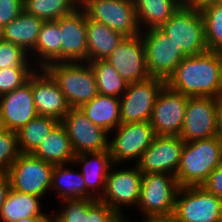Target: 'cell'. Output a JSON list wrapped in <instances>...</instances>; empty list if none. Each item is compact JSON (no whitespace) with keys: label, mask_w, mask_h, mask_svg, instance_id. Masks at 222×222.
I'll return each instance as SVG.
<instances>
[{"label":"cell","mask_w":222,"mask_h":222,"mask_svg":"<svg viewBox=\"0 0 222 222\" xmlns=\"http://www.w3.org/2000/svg\"><path fill=\"white\" fill-rule=\"evenodd\" d=\"M31 61L29 54L23 48L0 39V69L8 67L33 68L31 65L34 64Z\"/></svg>","instance_id":"obj_35"},{"label":"cell","mask_w":222,"mask_h":222,"mask_svg":"<svg viewBox=\"0 0 222 222\" xmlns=\"http://www.w3.org/2000/svg\"><path fill=\"white\" fill-rule=\"evenodd\" d=\"M53 169V164L21 153L7 171L11 189L43 199L50 190Z\"/></svg>","instance_id":"obj_9"},{"label":"cell","mask_w":222,"mask_h":222,"mask_svg":"<svg viewBox=\"0 0 222 222\" xmlns=\"http://www.w3.org/2000/svg\"><path fill=\"white\" fill-rule=\"evenodd\" d=\"M166 85L187 97L222 99L221 53L207 51L184 58Z\"/></svg>","instance_id":"obj_1"},{"label":"cell","mask_w":222,"mask_h":222,"mask_svg":"<svg viewBox=\"0 0 222 222\" xmlns=\"http://www.w3.org/2000/svg\"><path fill=\"white\" fill-rule=\"evenodd\" d=\"M37 116L31 76L22 86L0 96V127L17 132Z\"/></svg>","instance_id":"obj_18"},{"label":"cell","mask_w":222,"mask_h":222,"mask_svg":"<svg viewBox=\"0 0 222 222\" xmlns=\"http://www.w3.org/2000/svg\"><path fill=\"white\" fill-rule=\"evenodd\" d=\"M178 189L176 176L172 174H143L137 205L142 216L146 218L173 214Z\"/></svg>","instance_id":"obj_6"},{"label":"cell","mask_w":222,"mask_h":222,"mask_svg":"<svg viewBox=\"0 0 222 222\" xmlns=\"http://www.w3.org/2000/svg\"><path fill=\"white\" fill-rule=\"evenodd\" d=\"M82 166L80 172L86 184V199H100L104 193L106 179L113 165L109 150L82 153L75 156L72 164Z\"/></svg>","instance_id":"obj_22"},{"label":"cell","mask_w":222,"mask_h":222,"mask_svg":"<svg viewBox=\"0 0 222 222\" xmlns=\"http://www.w3.org/2000/svg\"><path fill=\"white\" fill-rule=\"evenodd\" d=\"M24 10L23 0H0V29Z\"/></svg>","instance_id":"obj_38"},{"label":"cell","mask_w":222,"mask_h":222,"mask_svg":"<svg viewBox=\"0 0 222 222\" xmlns=\"http://www.w3.org/2000/svg\"><path fill=\"white\" fill-rule=\"evenodd\" d=\"M11 189V182L7 172H0V214L2 206L7 198V195Z\"/></svg>","instance_id":"obj_40"},{"label":"cell","mask_w":222,"mask_h":222,"mask_svg":"<svg viewBox=\"0 0 222 222\" xmlns=\"http://www.w3.org/2000/svg\"><path fill=\"white\" fill-rule=\"evenodd\" d=\"M188 97L163 87L154 103L149 123L156 135L179 136L184 123Z\"/></svg>","instance_id":"obj_15"},{"label":"cell","mask_w":222,"mask_h":222,"mask_svg":"<svg viewBox=\"0 0 222 222\" xmlns=\"http://www.w3.org/2000/svg\"><path fill=\"white\" fill-rule=\"evenodd\" d=\"M219 2H222V0H181L183 6L197 10H202L208 5Z\"/></svg>","instance_id":"obj_41"},{"label":"cell","mask_w":222,"mask_h":222,"mask_svg":"<svg viewBox=\"0 0 222 222\" xmlns=\"http://www.w3.org/2000/svg\"><path fill=\"white\" fill-rule=\"evenodd\" d=\"M220 100L213 97H188L179 135L184 142L217 136Z\"/></svg>","instance_id":"obj_13"},{"label":"cell","mask_w":222,"mask_h":222,"mask_svg":"<svg viewBox=\"0 0 222 222\" xmlns=\"http://www.w3.org/2000/svg\"><path fill=\"white\" fill-rule=\"evenodd\" d=\"M165 85L166 81L153 77L128 83L126 91L119 98L121 123L149 122L154 103Z\"/></svg>","instance_id":"obj_11"},{"label":"cell","mask_w":222,"mask_h":222,"mask_svg":"<svg viewBox=\"0 0 222 222\" xmlns=\"http://www.w3.org/2000/svg\"><path fill=\"white\" fill-rule=\"evenodd\" d=\"M141 37L145 44L148 74L150 77L167 81L188 55L160 28L144 30Z\"/></svg>","instance_id":"obj_5"},{"label":"cell","mask_w":222,"mask_h":222,"mask_svg":"<svg viewBox=\"0 0 222 222\" xmlns=\"http://www.w3.org/2000/svg\"><path fill=\"white\" fill-rule=\"evenodd\" d=\"M97 84L98 94L120 98L127 89L128 83L119 75L106 59L88 62Z\"/></svg>","instance_id":"obj_32"},{"label":"cell","mask_w":222,"mask_h":222,"mask_svg":"<svg viewBox=\"0 0 222 222\" xmlns=\"http://www.w3.org/2000/svg\"><path fill=\"white\" fill-rule=\"evenodd\" d=\"M50 215H37L34 217L18 219L13 222H52V214Z\"/></svg>","instance_id":"obj_43"},{"label":"cell","mask_w":222,"mask_h":222,"mask_svg":"<svg viewBox=\"0 0 222 222\" xmlns=\"http://www.w3.org/2000/svg\"><path fill=\"white\" fill-rule=\"evenodd\" d=\"M160 29L188 56L209 51L200 10L182 5Z\"/></svg>","instance_id":"obj_4"},{"label":"cell","mask_w":222,"mask_h":222,"mask_svg":"<svg viewBox=\"0 0 222 222\" xmlns=\"http://www.w3.org/2000/svg\"><path fill=\"white\" fill-rule=\"evenodd\" d=\"M140 31L160 28L181 6V0H133Z\"/></svg>","instance_id":"obj_27"},{"label":"cell","mask_w":222,"mask_h":222,"mask_svg":"<svg viewBox=\"0 0 222 222\" xmlns=\"http://www.w3.org/2000/svg\"><path fill=\"white\" fill-rule=\"evenodd\" d=\"M66 166L54 165L50 190L58 193L60 201L86 199V184L82 174Z\"/></svg>","instance_id":"obj_30"},{"label":"cell","mask_w":222,"mask_h":222,"mask_svg":"<svg viewBox=\"0 0 222 222\" xmlns=\"http://www.w3.org/2000/svg\"><path fill=\"white\" fill-rule=\"evenodd\" d=\"M36 69L14 67L0 69V96L26 83Z\"/></svg>","instance_id":"obj_37"},{"label":"cell","mask_w":222,"mask_h":222,"mask_svg":"<svg viewBox=\"0 0 222 222\" xmlns=\"http://www.w3.org/2000/svg\"><path fill=\"white\" fill-rule=\"evenodd\" d=\"M31 90L38 116L50 117L61 122L70 111L71 107L63 92L44 69L37 68L31 75Z\"/></svg>","instance_id":"obj_19"},{"label":"cell","mask_w":222,"mask_h":222,"mask_svg":"<svg viewBox=\"0 0 222 222\" xmlns=\"http://www.w3.org/2000/svg\"><path fill=\"white\" fill-rule=\"evenodd\" d=\"M24 11L44 21H56L80 7V0H23Z\"/></svg>","instance_id":"obj_33"},{"label":"cell","mask_w":222,"mask_h":222,"mask_svg":"<svg viewBox=\"0 0 222 222\" xmlns=\"http://www.w3.org/2000/svg\"><path fill=\"white\" fill-rule=\"evenodd\" d=\"M76 155L109 150V133L96 126L79 108H71L62 119Z\"/></svg>","instance_id":"obj_14"},{"label":"cell","mask_w":222,"mask_h":222,"mask_svg":"<svg viewBox=\"0 0 222 222\" xmlns=\"http://www.w3.org/2000/svg\"><path fill=\"white\" fill-rule=\"evenodd\" d=\"M202 186L208 192L222 199V161L216 169L210 172L208 179Z\"/></svg>","instance_id":"obj_39"},{"label":"cell","mask_w":222,"mask_h":222,"mask_svg":"<svg viewBox=\"0 0 222 222\" xmlns=\"http://www.w3.org/2000/svg\"><path fill=\"white\" fill-rule=\"evenodd\" d=\"M58 123L56 119L45 116L30 120L16 132L20 152L32 154Z\"/></svg>","instance_id":"obj_31"},{"label":"cell","mask_w":222,"mask_h":222,"mask_svg":"<svg viewBox=\"0 0 222 222\" xmlns=\"http://www.w3.org/2000/svg\"><path fill=\"white\" fill-rule=\"evenodd\" d=\"M90 20L103 23L125 37L141 34L133 0H80Z\"/></svg>","instance_id":"obj_7"},{"label":"cell","mask_w":222,"mask_h":222,"mask_svg":"<svg viewBox=\"0 0 222 222\" xmlns=\"http://www.w3.org/2000/svg\"><path fill=\"white\" fill-rule=\"evenodd\" d=\"M106 60L127 83L150 78L146 67L145 44L141 34L125 37Z\"/></svg>","instance_id":"obj_17"},{"label":"cell","mask_w":222,"mask_h":222,"mask_svg":"<svg viewBox=\"0 0 222 222\" xmlns=\"http://www.w3.org/2000/svg\"><path fill=\"white\" fill-rule=\"evenodd\" d=\"M32 155L53 165L67 164L68 166L73 163L76 156L61 122L41 141Z\"/></svg>","instance_id":"obj_24"},{"label":"cell","mask_w":222,"mask_h":222,"mask_svg":"<svg viewBox=\"0 0 222 222\" xmlns=\"http://www.w3.org/2000/svg\"><path fill=\"white\" fill-rule=\"evenodd\" d=\"M217 136L222 141V99L219 103V110H218V132Z\"/></svg>","instance_id":"obj_44"},{"label":"cell","mask_w":222,"mask_h":222,"mask_svg":"<svg viewBox=\"0 0 222 222\" xmlns=\"http://www.w3.org/2000/svg\"><path fill=\"white\" fill-rule=\"evenodd\" d=\"M87 62L107 59L125 36L87 17Z\"/></svg>","instance_id":"obj_25"},{"label":"cell","mask_w":222,"mask_h":222,"mask_svg":"<svg viewBox=\"0 0 222 222\" xmlns=\"http://www.w3.org/2000/svg\"><path fill=\"white\" fill-rule=\"evenodd\" d=\"M43 23L44 20L23 10L16 19L0 29V39L11 42L31 54Z\"/></svg>","instance_id":"obj_23"},{"label":"cell","mask_w":222,"mask_h":222,"mask_svg":"<svg viewBox=\"0 0 222 222\" xmlns=\"http://www.w3.org/2000/svg\"><path fill=\"white\" fill-rule=\"evenodd\" d=\"M173 214L179 222H222V199L203 186L179 187Z\"/></svg>","instance_id":"obj_8"},{"label":"cell","mask_w":222,"mask_h":222,"mask_svg":"<svg viewBox=\"0 0 222 222\" xmlns=\"http://www.w3.org/2000/svg\"><path fill=\"white\" fill-rule=\"evenodd\" d=\"M59 19L56 21H44L39 32L35 49L29 55L33 57L34 68L44 69L47 65L61 62V37ZM34 54V55H33ZM37 54V56H35ZM37 62V63H36ZM38 64V65H36Z\"/></svg>","instance_id":"obj_28"},{"label":"cell","mask_w":222,"mask_h":222,"mask_svg":"<svg viewBox=\"0 0 222 222\" xmlns=\"http://www.w3.org/2000/svg\"><path fill=\"white\" fill-rule=\"evenodd\" d=\"M141 222H179V221L174 214H170V215L146 217Z\"/></svg>","instance_id":"obj_42"},{"label":"cell","mask_w":222,"mask_h":222,"mask_svg":"<svg viewBox=\"0 0 222 222\" xmlns=\"http://www.w3.org/2000/svg\"><path fill=\"white\" fill-rule=\"evenodd\" d=\"M200 12L208 50L222 53V2L208 5Z\"/></svg>","instance_id":"obj_34"},{"label":"cell","mask_w":222,"mask_h":222,"mask_svg":"<svg viewBox=\"0 0 222 222\" xmlns=\"http://www.w3.org/2000/svg\"><path fill=\"white\" fill-rule=\"evenodd\" d=\"M113 131L115 136L109 140V151L113 164L119 165L130 160L136 164L156 136L149 122L121 123Z\"/></svg>","instance_id":"obj_10"},{"label":"cell","mask_w":222,"mask_h":222,"mask_svg":"<svg viewBox=\"0 0 222 222\" xmlns=\"http://www.w3.org/2000/svg\"><path fill=\"white\" fill-rule=\"evenodd\" d=\"M87 15L79 7L59 18L61 62H87Z\"/></svg>","instance_id":"obj_20"},{"label":"cell","mask_w":222,"mask_h":222,"mask_svg":"<svg viewBox=\"0 0 222 222\" xmlns=\"http://www.w3.org/2000/svg\"><path fill=\"white\" fill-rule=\"evenodd\" d=\"M42 197L17 192L10 189L2 206L0 222H13L18 219L34 217L37 215H48L41 210Z\"/></svg>","instance_id":"obj_29"},{"label":"cell","mask_w":222,"mask_h":222,"mask_svg":"<svg viewBox=\"0 0 222 222\" xmlns=\"http://www.w3.org/2000/svg\"><path fill=\"white\" fill-rule=\"evenodd\" d=\"M44 70L57 83L71 108H79L98 95L96 78L88 62L52 63Z\"/></svg>","instance_id":"obj_3"},{"label":"cell","mask_w":222,"mask_h":222,"mask_svg":"<svg viewBox=\"0 0 222 222\" xmlns=\"http://www.w3.org/2000/svg\"><path fill=\"white\" fill-rule=\"evenodd\" d=\"M221 161L222 141L218 136L185 142L175 175L179 187L202 186Z\"/></svg>","instance_id":"obj_2"},{"label":"cell","mask_w":222,"mask_h":222,"mask_svg":"<svg viewBox=\"0 0 222 222\" xmlns=\"http://www.w3.org/2000/svg\"><path fill=\"white\" fill-rule=\"evenodd\" d=\"M79 109L93 124L103 128L108 133L121 124L118 97L98 94L92 100L82 104Z\"/></svg>","instance_id":"obj_26"},{"label":"cell","mask_w":222,"mask_h":222,"mask_svg":"<svg viewBox=\"0 0 222 222\" xmlns=\"http://www.w3.org/2000/svg\"><path fill=\"white\" fill-rule=\"evenodd\" d=\"M20 154L16 132L0 127V172H7Z\"/></svg>","instance_id":"obj_36"},{"label":"cell","mask_w":222,"mask_h":222,"mask_svg":"<svg viewBox=\"0 0 222 222\" xmlns=\"http://www.w3.org/2000/svg\"><path fill=\"white\" fill-rule=\"evenodd\" d=\"M184 143L180 136L156 135L136 163L139 171L142 174L167 173L175 176Z\"/></svg>","instance_id":"obj_16"},{"label":"cell","mask_w":222,"mask_h":222,"mask_svg":"<svg viewBox=\"0 0 222 222\" xmlns=\"http://www.w3.org/2000/svg\"><path fill=\"white\" fill-rule=\"evenodd\" d=\"M64 208L52 213V222H130L99 199L60 201Z\"/></svg>","instance_id":"obj_21"},{"label":"cell","mask_w":222,"mask_h":222,"mask_svg":"<svg viewBox=\"0 0 222 222\" xmlns=\"http://www.w3.org/2000/svg\"><path fill=\"white\" fill-rule=\"evenodd\" d=\"M117 165L113 164L110 168L104 193L99 200L112 210L124 215L123 209L126 206L138 205L143 174L136 164L132 168L127 167L121 170L113 168Z\"/></svg>","instance_id":"obj_12"}]
</instances>
